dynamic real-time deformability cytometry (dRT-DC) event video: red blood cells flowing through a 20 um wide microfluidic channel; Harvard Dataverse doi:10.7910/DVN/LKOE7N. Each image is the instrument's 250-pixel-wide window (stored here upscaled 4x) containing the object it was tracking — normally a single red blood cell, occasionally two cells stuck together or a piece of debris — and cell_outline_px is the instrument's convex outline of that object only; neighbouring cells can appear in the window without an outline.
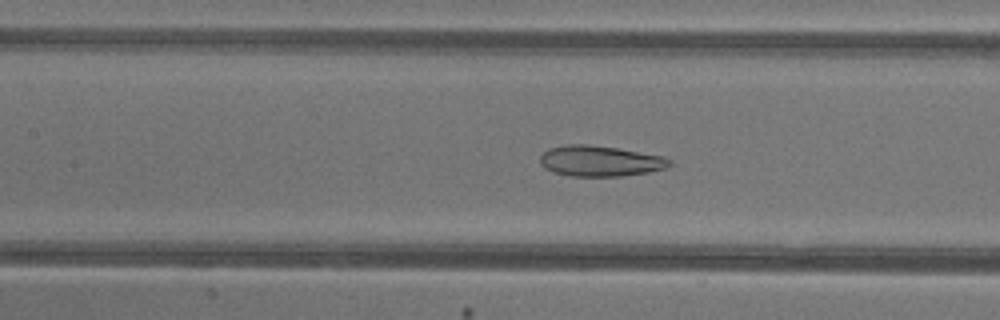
{"species": "common noctule bat (a hibernating species)", "species_latin": "Nyctalus noctula", "temperature_condition": "warm", "stored_images_in_passage": 35, "camera_frame_rate_fps": 3000, "um_per_image_px": 0.085, "animal": {"sex": "female"}, "frame": {"image": 1, "passage_image": 8, "time_ms": 2.333, "image_size_px": [1000, 320], "cell_outline_px": [[660, 168], [640, 172], [608, 176], [580, 176], [560, 172], [548, 168], [544, 164], [544, 156], [548, 152], [556, 148], [612, 148], [656, 156]], "centroid_in_image_um": [50.9, 13.74], "position_along_channel_um": 156.5, "area_um2": 19.07}}
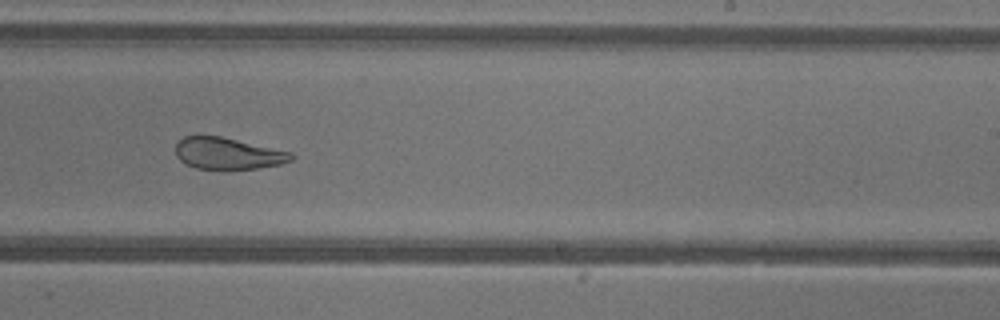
{"frame": {"image": 2, "passage_image": 16, "time_ms": 5.0, "image_size_px": [1000, 320], "cell_outline_px": [[292, 156], [288, 160], [276, 164], [252, 168], [200, 168], [188, 164], [176, 152], [176, 144], [180, 140], [188, 136], [216, 136], [284, 152]], "centroid_in_image_um": [19.24, 13.04], "position_along_channel_um": 269.8, "area_um2": 19.36}}
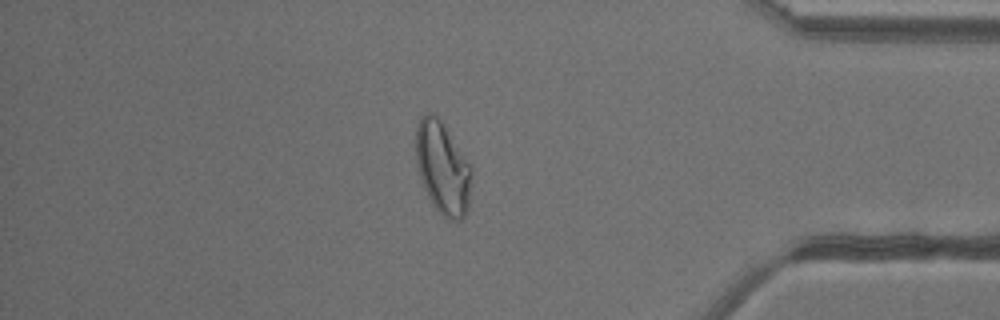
{"frame": {"image": 3, "passage_image": 27, "time_ms": 8.667, "image_size_px": [1000, 320], "cell_outline_px": [[468, 176], [464, 204], [444, 208], [436, 200], [428, 184], [420, 160], [420, 124], [424, 120], [440, 124], [468, 172]], "centroid_in_image_um": [37.59, 14.1], "position_along_channel_um": 397.6, "area_um2": 20.52}}